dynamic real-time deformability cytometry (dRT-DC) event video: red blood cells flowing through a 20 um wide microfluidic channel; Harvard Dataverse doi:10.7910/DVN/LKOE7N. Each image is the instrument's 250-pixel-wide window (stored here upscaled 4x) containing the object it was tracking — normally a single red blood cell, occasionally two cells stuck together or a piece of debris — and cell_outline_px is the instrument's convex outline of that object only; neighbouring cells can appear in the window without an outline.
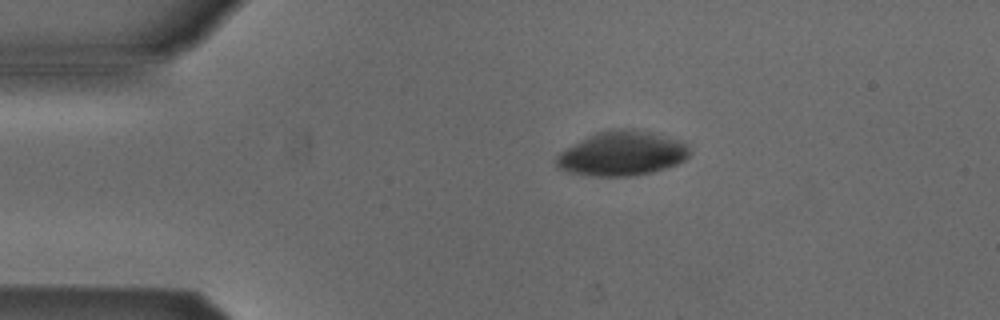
{"species": "Egyptian fruit bat (a non-hibernating species)", "species_latin": "Rousettus aegyptiacus", "temperature_condition": "cold", "stored_images_in_passage": 3, "camera_frame_rate_fps": 3000, "um_per_image_px": 0.085, "animal": {"sex": "male"}, "frame": {"image": 1, "passage_image": 2, "time_ms": 0.333, "image_size_px": [1000, 320], "cell_outline_px": [[692, 152], [684, 160], [676, 164], [652, 172], [632, 176], [592, 176], [568, 172], [556, 168], [556, 156], [560, 152], [600, 132], [644, 132], [676, 140], [688, 144]], "centroid_in_image_um": [52.87, 13.13], "position_along_channel_um": 32.1, "area_um2": 32.95}}